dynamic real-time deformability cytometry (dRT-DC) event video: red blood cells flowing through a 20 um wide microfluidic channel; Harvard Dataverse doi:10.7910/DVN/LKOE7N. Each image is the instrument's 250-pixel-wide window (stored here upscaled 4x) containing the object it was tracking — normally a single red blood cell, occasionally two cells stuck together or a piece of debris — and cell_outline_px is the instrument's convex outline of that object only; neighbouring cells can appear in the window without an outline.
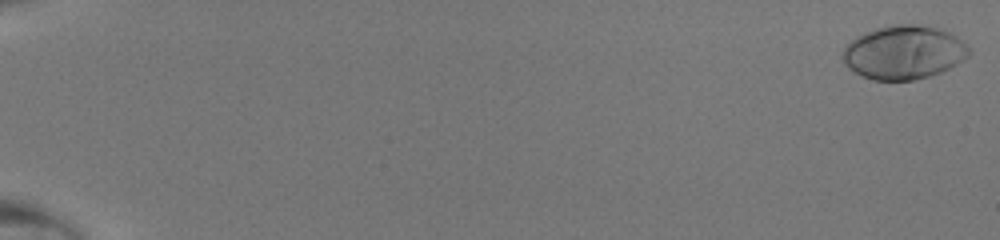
{"species": "human", "species_latin": "Homo sapiens", "temperature_condition": "room temperature", "stored_images_in_passage": 24, "camera_frame_rate_fps": 3000, "um_per_image_px": 0.085, "donor": {"sex": "male"}, "frame": {"image": 1, "passage_image": 1, "time_ms": 0.0, "image_size_px": [1000, 240], "cell_outline_px": [[972, 52], [968, 56], [956, 64], [940, 72], [916, 80], [872, 80], [848, 68], [844, 64], [840, 56], [844, 48], [856, 36], [876, 28], [896, 24], [916, 24], [936, 28], [948, 32], [956, 36], [968, 44]], "centroid_in_image_um": [76.82, 4.45], "position_along_channel_um": 8.2, "area_um2": 39.54}}
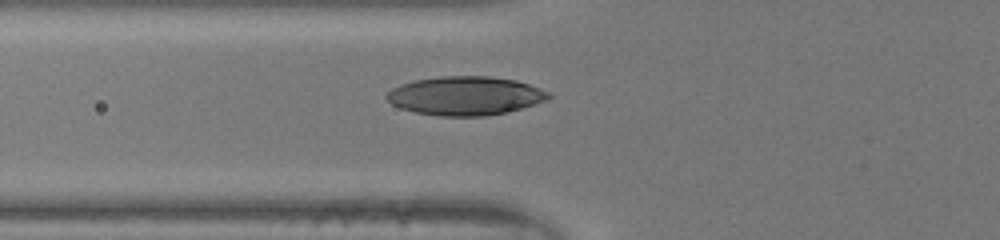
{"frame": {"image": 2, "passage_image": 21, "time_ms": 6.667, "image_size_px": [1000, 240], "cell_outline_px": [[552, 96], [544, 100], [508, 112], [484, 116], [440, 116], [416, 112], [400, 108], [392, 104], [384, 96], [392, 88], [400, 84], [416, 80], [440, 76], [488, 76], [516, 80], [540, 88], [548, 92]], "centroid_in_image_um": [39.51, 8.14], "position_along_channel_um": 86.3, "area_um2": 36.36}}
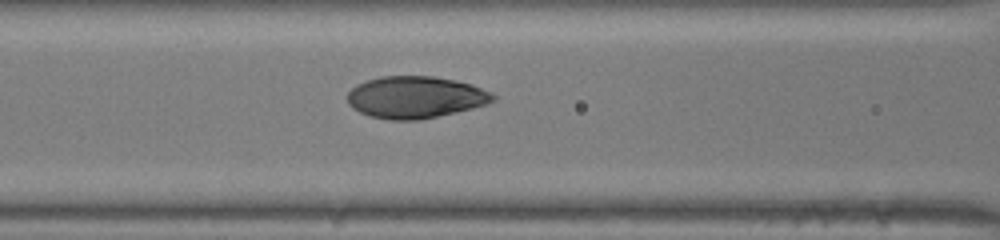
{"frame": {"image": 3, "passage_image": 24, "time_ms": 7.667, "image_size_px": [1000, 240], "cell_outline_px": [[496, 100], [488, 104], [456, 112], [420, 120], [388, 120], [368, 116], [352, 108], [348, 104], [348, 92], [356, 84], [380, 76], [432, 76], [472, 84], [492, 92], [496, 96]], "centroid_in_image_um": [35.31, 8.27], "position_along_channel_um": 131.3, "area_um2": 35.78}}